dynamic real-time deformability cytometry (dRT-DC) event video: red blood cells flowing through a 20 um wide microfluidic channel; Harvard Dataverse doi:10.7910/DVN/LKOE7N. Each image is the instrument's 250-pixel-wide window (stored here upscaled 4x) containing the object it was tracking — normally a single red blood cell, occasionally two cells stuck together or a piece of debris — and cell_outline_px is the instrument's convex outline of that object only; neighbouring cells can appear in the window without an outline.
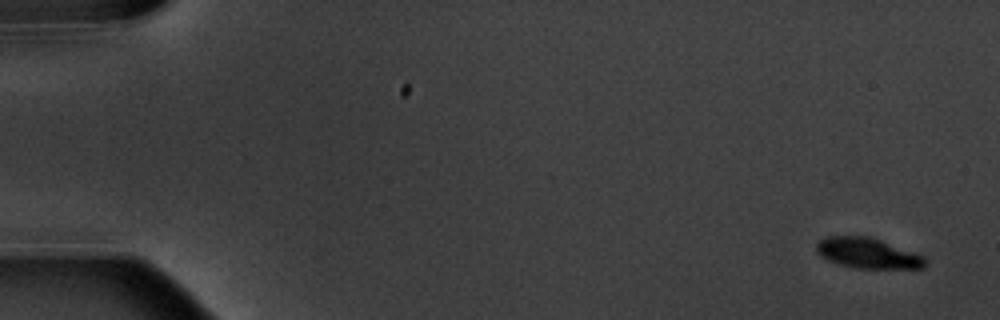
{"species": "common noctule bat (a hibernating species)", "species_latin": "Nyctalus noctula", "temperature_condition": "warm", "stored_images_in_passage": 5, "camera_frame_rate_fps": 3000, "um_per_image_px": 0.085, "animal": {"sex": "male", "body_mass_g": 20.1, "forearm_length_mm": 53.5}, "frame": {"image": 1, "passage_image": 1, "time_ms": 0.0, "image_size_px": [1000, 320], "cell_outline_px": [[924, 268], [852, 268], [828, 260], [820, 256], [816, 252], [816, 244], [820, 240], [828, 236], [868, 236], [880, 240], [924, 256]], "centroid_in_image_um": [73.7, 21.52], "position_along_channel_um": 11.3, "area_um2": 19.02}}
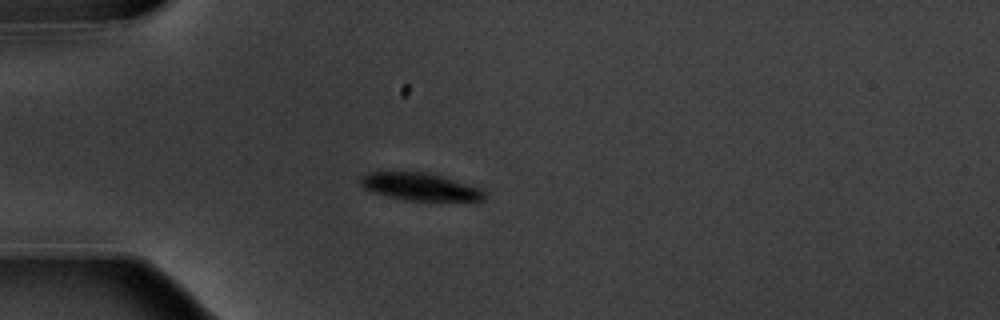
{"frame": {"image": 2, "passage_image": 5, "time_ms": 4.667, "image_size_px": [1000, 320], "cell_outline_px": [[488, 196], [484, 200], [404, 200], [372, 192], [364, 188], [360, 184], [360, 176], [368, 172], [424, 172], [444, 176], [484, 188]], "centroid_in_image_um": [35.75, 15.86], "position_along_channel_um": 49.2, "area_um2": 20.06}}